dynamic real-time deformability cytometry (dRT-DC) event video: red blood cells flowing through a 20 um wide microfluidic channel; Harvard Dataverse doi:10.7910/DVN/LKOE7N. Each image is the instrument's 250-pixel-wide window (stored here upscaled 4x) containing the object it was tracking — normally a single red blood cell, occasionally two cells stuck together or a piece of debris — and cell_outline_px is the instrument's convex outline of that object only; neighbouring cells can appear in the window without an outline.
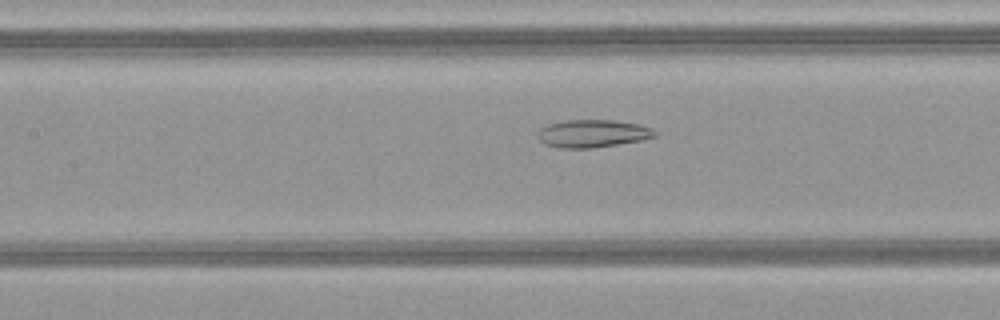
{"species": "common noctule bat (a hibernating species)", "species_latin": "Nyctalus noctula", "temperature_condition": "warm", "stored_images_in_passage": 51, "camera_frame_rate_fps": 3000, "um_per_image_px": 0.085, "animal": {"sex": "female", "body_mass_g": 21.9}, "frame": {"image": 1, "passage_image": 24, "time_ms": 7.667, "image_size_px": [1000, 320], "cell_outline_px": [[656, 136], [644, 140], [592, 148], [560, 148], [544, 144], [536, 136], [536, 132], [540, 128], [548, 124], [564, 120], [612, 120], [640, 124], [652, 128], [656, 132]], "centroid_in_image_um": [50.36, 11.35], "position_along_channel_um": 157.0, "area_um2": 19.13}}
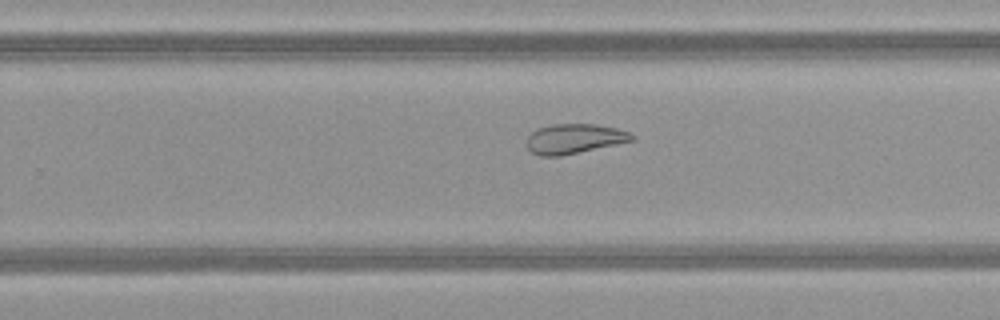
{"frame": {"image": 2, "passage_image": 33, "time_ms": 10.667, "image_size_px": [1000, 320], "cell_outline_px": [[636, 140], [560, 156], [540, 156], [532, 152], [528, 148], [528, 136], [536, 128], [552, 124], [596, 124], [616, 128], [628, 132], [636, 136]], "centroid_in_image_um": [48.83, 11.78], "position_along_channel_um": 281.0, "area_um2": 18.21}}
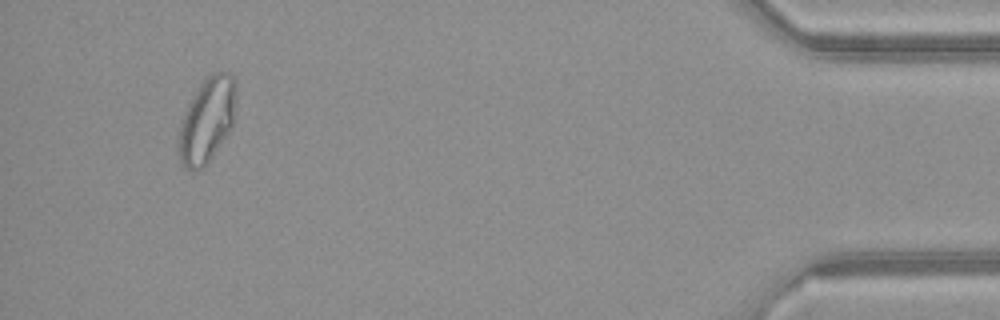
{"frame": {"image": 3, "passage_image": 48, "time_ms": 15.667, "image_size_px": [1000, 320], "cell_outline_px": [[236, 116], [232, 128], [212, 156], [200, 168], [192, 172], [184, 168], [180, 160], [176, 148], [176, 144], [180, 124], [184, 112], [192, 96], [204, 76], [212, 72], [232, 72], [236, 80]], "centroid_in_image_um": [17.6, 10.16], "position_along_channel_um": 417.6, "area_um2": 29.3}, "authors_computed_cell_mechanics": {"area_um2": 25.5476, "velocity_mm_per_s": 4.1459, "shape_relaxation_time_tau1_ms": null, "shape_relaxation_time_tau2_ms": 1.8003, "deformation_change_tau1": null, "deformation_change_tau2": 0.0864}}